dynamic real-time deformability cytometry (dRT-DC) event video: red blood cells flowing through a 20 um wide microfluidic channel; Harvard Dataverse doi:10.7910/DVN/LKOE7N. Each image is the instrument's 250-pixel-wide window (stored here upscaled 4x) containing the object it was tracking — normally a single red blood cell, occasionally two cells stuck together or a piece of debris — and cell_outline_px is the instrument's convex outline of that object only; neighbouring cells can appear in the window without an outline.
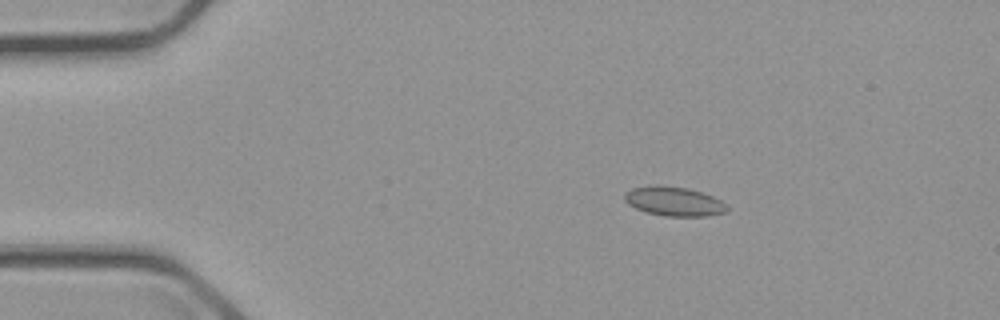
{"species": "common noctule bat (a hibernating species)", "species_latin": "Nyctalus noctula", "temperature_condition": "cold", "stored_images_in_passage": 48, "camera_frame_rate_fps": 3000, "um_per_image_px": 0.085, "animal": {"sex": "male", "body_mass_g": 23.1, "forearm_length_mm": 52.7}, "frame": {"image": 1, "passage_image": 2, "time_ms": 0.333, "image_size_px": [1000, 320], "cell_outline_px": [[728, 212], [708, 216], [664, 216], [648, 212], [636, 208], [628, 204], [624, 200], [624, 192], [632, 188], [652, 184], [660, 184], [688, 188], [712, 196], [728, 204]], "centroid_in_image_um": [57.29, 17.1], "position_along_channel_um": 27.7, "area_um2": 17.74}}
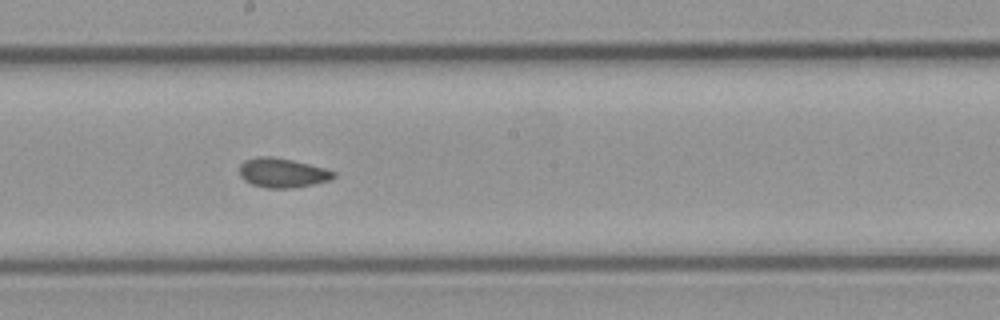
{"frame": {"image": 2, "passage_image": 23, "time_ms": 7.333, "image_size_px": [1000, 320], "cell_outline_px": [[336, 176], [328, 180], [296, 188], [264, 188], [252, 184], [244, 180], [240, 176], [240, 164], [244, 160], [256, 156], [272, 156], [292, 160], [324, 168], [336, 172]], "centroid_in_image_um": [23.97, 14.69], "position_along_channel_um": 224.2, "area_um2": 16.18}}
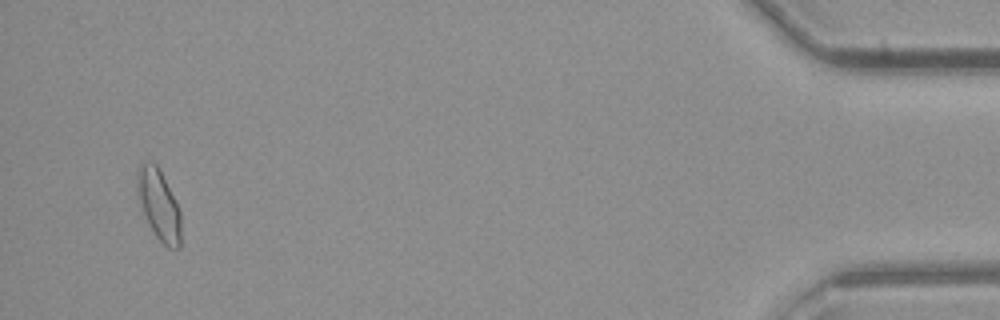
{"frame": {"image": 3, "passage_image": 46, "time_ms": 15.0, "image_size_px": [1000, 320], "cell_outline_px": [[180, 248], [168, 248], [156, 236], [148, 224], [144, 216], [136, 192], [136, 172], [140, 164], [144, 160], [148, 160], [156, 164], [180, 212]], "centroid_in_image_um": [13.45, 17.39], "position_along_channel_um": 421.8, "area_um2": 17.8}, "authors_computed_cell_mechanics": {"area_um2": 16.2707, "velocity_mm_per_s": 3.6691, "shape_relaxation_time_tau1_ms": null, "shape_relaxation_time_tau2_ms": 3.66, "deformation_change_tau1": null, "deformation_change_tau2": 0.0699}}